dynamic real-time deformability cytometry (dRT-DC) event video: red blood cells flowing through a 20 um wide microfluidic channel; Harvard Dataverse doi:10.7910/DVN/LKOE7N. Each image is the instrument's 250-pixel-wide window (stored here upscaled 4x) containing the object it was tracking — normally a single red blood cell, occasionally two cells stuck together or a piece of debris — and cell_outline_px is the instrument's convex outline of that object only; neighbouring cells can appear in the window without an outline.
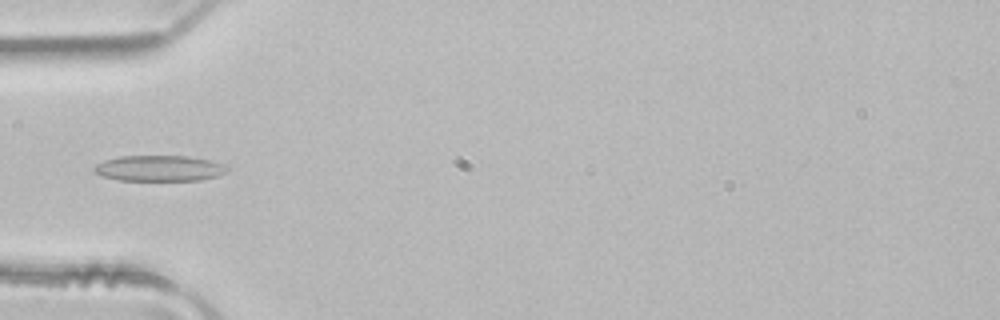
{"species": "common noctule bat (a hibernating species)", "species_latin": "Nyctalus noctula", "temperature_condition": "room temperature", "stored_images_in_passage": 3, "camera_frame_rate_fps": 3000, "um_per_image_px": 0.085, "animal": {"sex": "male", "body_mass_g": 21.5, "forearm_length_mm": 52.0}, "frame": {"image": 1, "passage_image": 3, "time_ms": 0.667, "image_size_px": [1000, 320], "cell_outline_px": [[228, 172], [216, 176], [200, 180], [116, 180], [100, 176], [92, 168], [96, 164], [104, 160], [120, 156], [188, 156], [208, 160], [224, 164], [228, 168]], "centroid_in_image_um": [13.51, 14.3], "position_along_channel_um": 71.5, "area_um2": 20.0}}